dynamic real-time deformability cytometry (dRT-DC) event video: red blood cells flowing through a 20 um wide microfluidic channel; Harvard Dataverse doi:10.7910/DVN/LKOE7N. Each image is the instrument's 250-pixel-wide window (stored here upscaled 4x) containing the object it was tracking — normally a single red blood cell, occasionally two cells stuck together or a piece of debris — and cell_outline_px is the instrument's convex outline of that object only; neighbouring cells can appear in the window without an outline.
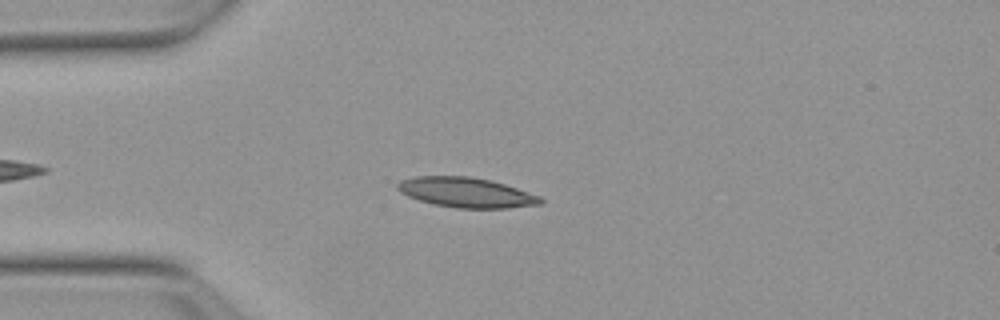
{"species": "Egyptian fruit bat (a non-hibernating species)", "species_latin": "Rousettus aegyptiacus", "temperature_condition": "warm", "stored_images_in_passage": 43, "camera_frame_rate_fps": 3000, "um_per_image_px": 0.085, "animal": {"sex": "female"}, "frame": {"image": 1, "passage_image": 7, "time_ms": 2.0, "image_size_px": [1000, 320], "cell_outline_px": [[544, 204], [508, 208], [456, 208], [436, 204], [420, 200], [408, 196], [400, 192], [396, 188], [396, 184], [400, 180], [416, 176], [468, 176], [492, 180], [540, 196], [544, 200]], "centroid_in_image_um": [39.64, 16.36], "position_along_channel_um": 45.4, "area_um2": 24.97}}
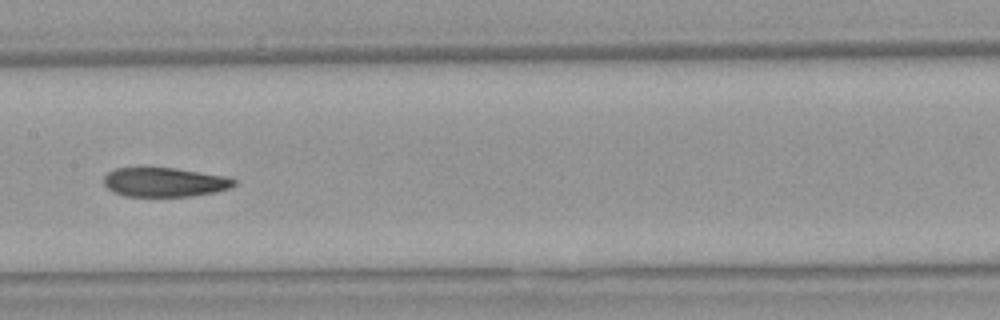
{"frame": {"image": 2, "passage_image": 20, "time_ms": 6.333, "image_size_px": [1000, 320], "cell_outline_px": [[236, 184], [228, 188], [216, 192], [192, 196], [124, 196], [112, 192], [104, 184], [104, 176], [108, 172], [116, 168], [172, 168], [224, 176], [236, 180]], "centroid_in_image_um": [13.96, 15.49], "position_along_channel_um": 193.4, "area_um2": 21.96}}
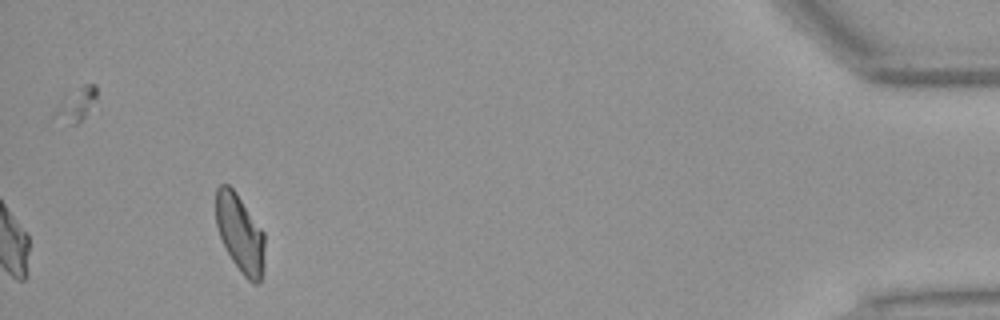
{"frame": {"image": 3, "passage_image": 43, "time_ms": 14.0, "image_size_px": [1000, 320], "cell_outline_px": [[264, 268], [260, 280], [256, 284], [252, 284], [244, 276], [232, 260], [220, 236], [216, 224], [216, 188], [220, 184], [228, 184], [236, 192], [264, 232]], "centroid_in_image_um": [20.41, 19.84], "position_along_channel_um": 414.8, "area_um2": 22.08}, "authors_computed_cell_mechanics": {"area_um2": 23.1778, "velocity_mm_per_s": 3.8071, "shape_relaxation_time_tau1_ms": null, "shape_relaxation_time_tau2_ms": 4.3133, "deformation_change_tau1": null, "deformation_change_tau2": 0.0978}}